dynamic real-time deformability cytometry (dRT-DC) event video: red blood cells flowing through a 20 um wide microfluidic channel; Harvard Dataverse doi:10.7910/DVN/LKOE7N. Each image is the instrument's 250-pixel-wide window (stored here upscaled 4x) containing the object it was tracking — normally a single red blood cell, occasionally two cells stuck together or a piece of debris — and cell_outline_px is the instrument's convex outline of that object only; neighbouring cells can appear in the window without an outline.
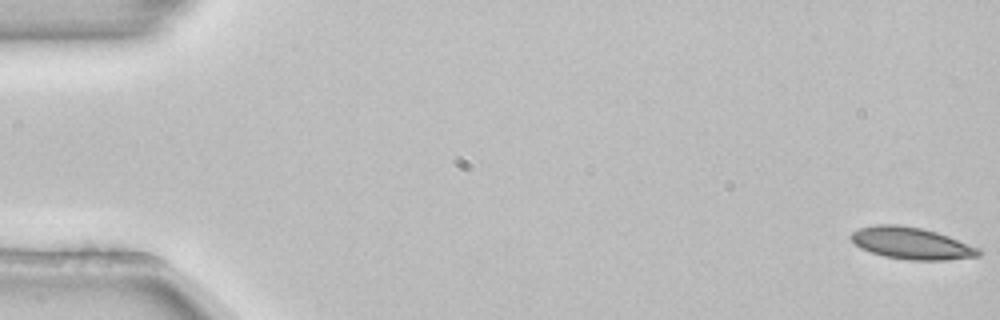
{"species": "common noctule bat (a hibernating species)", "species_latin": "Nyctalus noctula", "temperature_condition": "room temperature", "stored_images_in_passage": 7, "camera_frame_rate_fps": 3000, "um_per_image_px": 0.085, "animal": {"sex": "female", "body_mass_g": 22.7, "forearm_length_mm": 54.2}, "frame": {"image": 1, "passage_image": 1, "time_ms": 0.0, "image_size_px": [1000, 320], "cell_outline_px": [[980, 256], [944, 260], [908, 260], [884, 256], [860, 248], [848, 236], [852, 232], [860, 228], [876, 224], [900, 224], [920, 228], [936, 232], [948, 236], [980, 248]], "centroid_in_image_um": [77.46, 20.67], "position_along_channel_um": 7.5, "area_um2": 23.64}}